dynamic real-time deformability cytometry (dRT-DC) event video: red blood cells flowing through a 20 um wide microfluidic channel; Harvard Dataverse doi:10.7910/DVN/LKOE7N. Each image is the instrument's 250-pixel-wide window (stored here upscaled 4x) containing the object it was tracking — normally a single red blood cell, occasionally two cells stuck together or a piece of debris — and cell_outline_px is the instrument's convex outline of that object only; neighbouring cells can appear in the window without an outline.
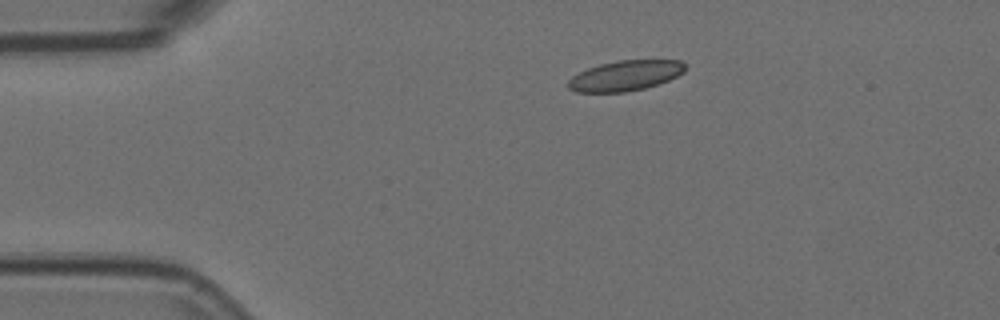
{"species": "Egyptian fruit bat (a non-hibernating species)", "species_latin": "Rousettus aegyptiacus", "temperature_condition": "room temperature", "stored_images_in_passage": 7, "camera_frame_rate_fps": 3000, "um_per_image_px": 0.085, "animal": {"sex": "female"}, "frame": {"image": 1, "passage_image": 2, "time_ms": 0.333, "image_size_px": [1000, 320], "cell_outline_px": [[684, 72], [668, 80], [644, 88], [624, 92], [576, 92], [568, 88], [568, 80], [572, 76], [588, 68], [600, 64], [616, 60], [680, 60], [684, 64]], "centroid_in_image_um": [53.12, 6.42], "position_along_channel_um": 31.9, "area_um2": 20.46}}
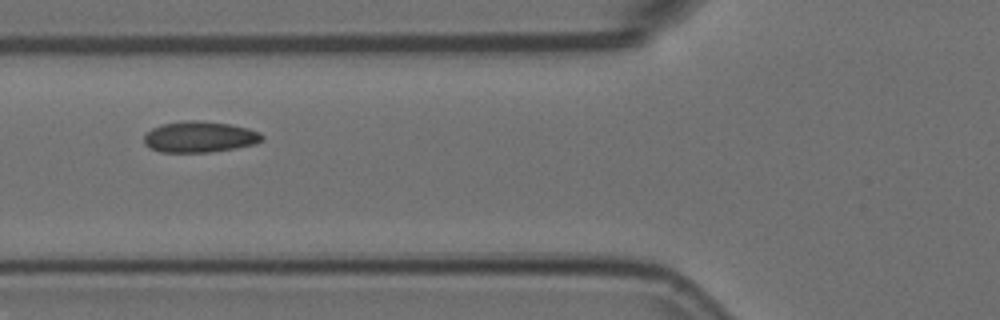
{"frame": {"image": 2, "passage_image": 5, "time_ms": 1.333, "image_size_px": [1000, 320], "cell_outline_px": [[264, 140], [256, 144], [236, 148], [212, 152], [160, 152], [148, 148], [144, 144], [144, 136], [152, 128], [160, 124], [184, 120], [196, 120], [228, 124], [248, 128], [260, 132], [264, 136]], "centroid_in_image_um": [16.97, 11.64], "position_along_channel_um": 108.8, "area_um2": 21.62}}
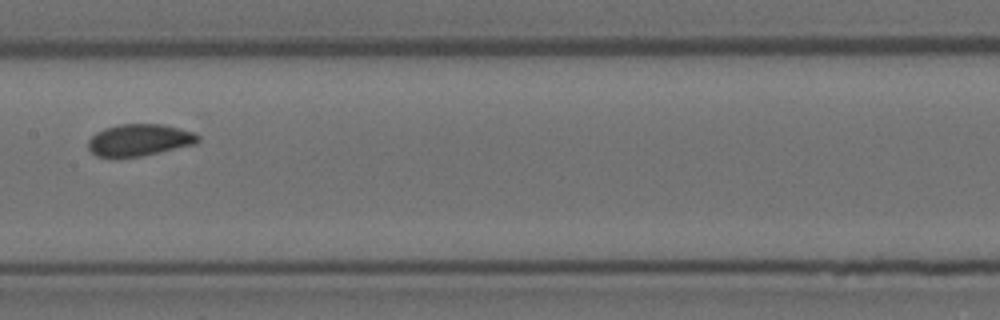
{"frame": {"image": 3, "passage_image": 7, "time_ms": 2.0, "image_size_px": [1000, 320], "cell_outline_px": [[200, 140], [196, 144], [140, 156], [96, 156], [88, 148], [88, 140], [96, 132], [104, 128], [120, 124], [164, 124], [180, 128], [192, 132], [200, 136]], "centroid_in_image_um": [11.86, 11.88], "position_along_channel_um": 195.5, "area_um2": 20.23}}